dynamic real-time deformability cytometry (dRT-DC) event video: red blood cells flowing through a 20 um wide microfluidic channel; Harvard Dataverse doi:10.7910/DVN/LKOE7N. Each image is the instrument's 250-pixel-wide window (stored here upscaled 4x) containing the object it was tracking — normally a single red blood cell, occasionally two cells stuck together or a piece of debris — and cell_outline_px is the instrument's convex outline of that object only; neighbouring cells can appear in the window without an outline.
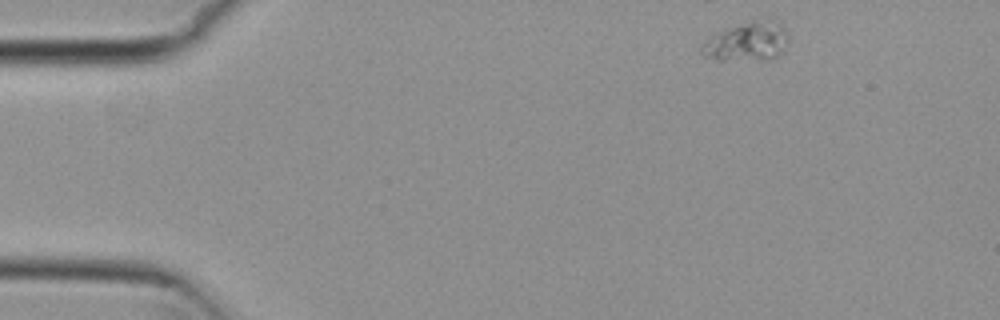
{"species": "common noctule bat (a hibernating species)", "species_latin": "Nyctalus noctula", "temperature_condition": "cold", "stored_images_in_passage": 42, "camera_frame_rate_fps": 3000, "um_per_image_px": 0.085, "animal": {"sex": "female", "body_mass_g": 29.2, "forearm_length_mm": 56.3}, "frame": {"image": 1, "passage_image": 1, "time_ms": 0.0, "image_size_px": [1000, 320], "cell_outline_px": [[788, 40], [784, 48], [772, 60], [716, 60], [704, 56], [700, 52], [700, 48], [704, 40], [728, 28], [752, 20], [768, 16], [776, 20], [788, 32]], "centroid_in_image_um": [63.53, 3.52], "position_along_channel_um": 21.5, "area_um2": 20.11}}
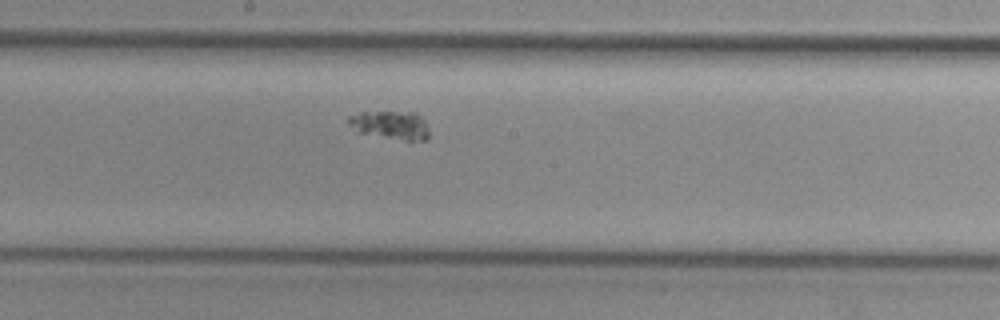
{"frame": {"image": 2, "passage_image": 24, "time_ms": 7.667, "image_size_px": [1000, 320], "cell_outline_px": [[428, 136], [424, 140], [408, 140], [360, 132], [348, 124], [348, 116], [360, 112], [416, 112], [424, 120], [428, 128]], "centroid_in_image_um": [33.21, 10.6], "position_along_channel_um": 215.0, "area_um2": 12.95}}
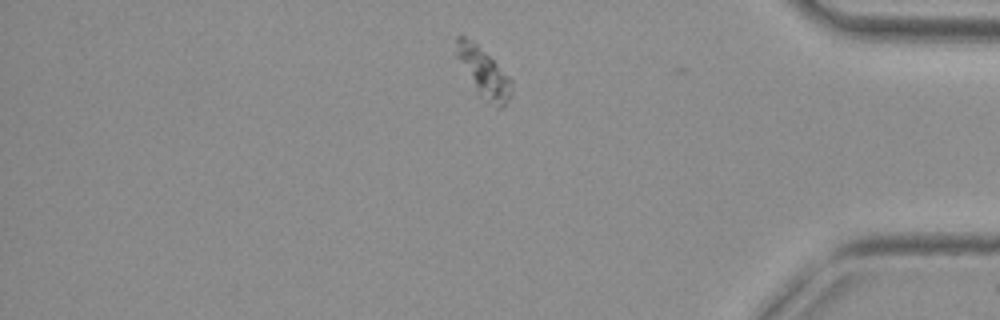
{"frame": {"image": 3, "passage_image": 41, "time_ms": 13.333, "image_size_px": [1000, 320], "cell_outline_px": [[512, 92], [504, 108], [496, 108], [480, 96], [456, 56], [456, 36], [464, 36], [472, 40], [512, 80]], "centroid_in_image_um": [41.13, 6.21], "position_along_channel_um": 394.1, "area_um2": 15.37}}